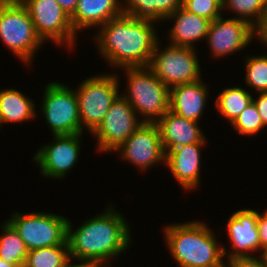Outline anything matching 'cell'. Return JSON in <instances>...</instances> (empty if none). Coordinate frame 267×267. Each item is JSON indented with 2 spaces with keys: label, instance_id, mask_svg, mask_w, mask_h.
I'll list each match as a JSON object with an SVG mask.
<instances>
[{
  "label": "cell",
  "instance_id": "11",
  "mask_svg": "<svg viewBox=\"0 0 267 267\" xmlns=\"http://www.w3.org/2000/svg\"><path fill=\"white\" fill-rule=\"evenodd\" d=\"M144 122L130 103L121 95L111 103L103 121L92 133L100 152H114Z\"/></svg>",
  "mask_w": 267,
  "mask_h": 267
},
{
  "label": "cell",
  "instance_id": "33",
  "mask_svg": "<svg viewBox=\"0 0 267 267\" xmlns=\"http://www.w3.org/2000/svg\"><path fill=\"white\" fill-rule=\"evenodd\" d=\"M226 267H265L262 260L257 258L232 259L229 260Z\"/></svg>",
  "mask_w": 267,
  "mask_h": 267
},
{
  "label": "cell",
  "instance_id": "8",
  "mask_svg": "<svg viewBox=\"0 0 267 267\" xmlns=\"http://www.w3.org/2000/svg\"><path fill=\"white\" fill-rule=\"evenodd\" d=\"M12 215L7 221L18 232L29 251L54 245H68V218L48 212H14Z\"/></svg>",
  "mask_w": 267,
  "mask_h": 267
},
{
  "label": "cell",
  "instance_id": "39",
  "mask_svg": "<svg viewBox=\"0 0 267 267\" xmlns=\"http://www.w3.org/2000/svg\"><path fill=\"white\" fill-rule=\"evenodd\" d=\"M2 2H21L22 0H1Z\"/></svg>",
  "mask_w": 267,
  "mask_h": 267
},
{
  "label": "cell",
  "instance_id": "13",
  "mask_svg": "<svg viewBox=\"0 0 267 267\" xmlns=\"http://www.w3.org/2000/svg\"><path fill=\"white\" fill-rule=\"evenodd\" d=\"M115 151L140 170L147 171L154 164L165 162L160 131L155 123H143Z\"/></svg>",
  "mask_w": 267,
  "mask_h": 267
},
{
  "label": "cell",
  "instance_id": "14",
  "mask_svg": "<svg viewBox=\"0 0 267 267\" xmlns=\"http://www.w3.org/2000/svg\"><path fill=\"white\" fill-rule=\"evenodd\" d=\"M224 15L210 22L206 41L213 57L223 58L241 52L254 39V28L246 21L235 17L224 19Z\"/></svg>",
  "mask_w": 267,
  "mask_h": 267
},
{
  "label": "cell",
  "instance_id": "10",
  "mask_svg": "<svg viewBox=\"0 0 267 267\" xmlns=\"http://www.w3.org/2000/svg\"><path fill=\"white\" fill-rule=\"evenodd\" d=\"M21 3L31 16L36 33L43 42L51 40L58 46L63 44L70 49L74 47L77 34L70 17L56 0H22Z\"/></svg>",
  "mask_w": 267,
  "mask_h": 267
},
{
  "label": "cell",
  "instance_id": "29",
  "mask_svg": "<svg viewBox=\"0 0 267 267\" xmlns=\"http://www.w3.org/2000/svg\"><path fill=\"white\" fill-rule=\"evenodd\" d=\"M223 2L224 0H183V8L213 21L222 15Z\"/></svg>",
  "mask_w": 267,
  "mask_h": 267
},
{
  "label": "cell",
  "instance_id": "21",
  "mask_svg": "<svg viewBox=\"0 0 267 267\" xmlns=\"http://www.w3.org/2000/svg\"><path fill=\"white\" fill-rule=\"evenodd\" d=\"M35 102L14 88L0 90V121L20 123L35 118Z\"/></svg>",
  "mask_w": 267,
  "mask_h": 267
},
{
  "label": "cell",
  "instance_id": "17",
  "mask_svg": "<svg viewBox=\"0 0 267 267\" xmlns=\"http://www.w3.org/2000/svg\"><path fill=\"white\" fill-rule=\"evenodd\" d=\"M164 152L193 143H207L199 122L182 118L168 110L156 123Z\"/></svg>",
  "mask_w": 267,
  "mask_h": 267
},
{
  "label": "cell",
  "instance_id": "32",
  "mask_svg": "<svg viewBox=\"0 0 267 267\" xmlns=\"http://www.w3.org/2000/svg\"><path fill=\"white\" fill-rule=\"evenodd\" d=\"M254 38H258L265 47H267V8L264 11L261 20L254 28Z\"/></svg>",
  "mask_w": 267,
  "mask_h": 267
},
{
  "label": "cell",
  "instance_id": "36",
  "mask_svg": "<svg viewBox=\"0 0 267 267\" xmlns=\"http://www.w3.org/2000/svg\"><path fill=\"white\" fill-rule=\"evenodd\" d=\"M72 260L70 259L66 264H64L62 267H93L92 265L86 263V262H81L80 263H76V265L74 263L71 262ZM72 263V264H71Z\"/></svg>",
  "mask_w": 267,
  "mask_h": 267
},
{
  "label": "cell",
  "instance_id": "38",
  "mask_svg": "<svg viewBox=\"0 0 267 267\" xmlns=\"http://www.w3.org/2000/svg\"><path fill=\"white\" fill-rule=\"evenodd\" d=\"M0 267H16L13 264H9L6 261H4L3 259L0 258Z\"/></svg>",
  "mask_w": 267,
  "mask_h": 267
},
{
  "label": "cell",
  "instance_id": "2",
  "mask_svg": "<svg viewBox=\"0 0 267 267\" xmlns=\"http://www.w3.org/2000/svg\"><path fill=\"white\" fill-rule=\"evenodd\" d=\"M99 29L94 36L95 44L101 57L111 67L113 65L123 69L148 66L159 41L153 22L122 14Z\"/></svg>",
  "mask_w": 267,
  "mask_h": 267
},
{
  "label": "cell",
  "instance_id": "1",
  "mask_svg": "<svg viewBox=\"0 0 267 267\" xmlns=\"http://www.w3.org/2000/svg\"><path fill=\"white\" fill-rule=\"evenodd\" d=\"M72 226L68 219L70 259L92 266H110L109 261L125 252L132 240L131 228L113 204H108L103 213L85 220L75 231Z\"/></svg>",
  "mask_w": 267,
  "mask_h": 267
},
{
  "label": "cell",
  "instance_id": "19",
  "mask_svg": "<svg viewBox=\"0 0 267 267\" xmlns=\"http://www.w3.org/2000/svg\"><path fill=\"white\" fill-rule=\"evenodd\" d=\"M122 14V3L119 0H78L77 8L70 19L77 34L89 27L99 28Z\"/></svg>",
  "mask_w": 267,
  "mask_h": 267
},
{
  "label": "cell",
  "instance_id": "34",
  "mask_svg": "<svg viewBox=\"0 0 267 267\" xmlns=\"http://www.w3.org/2000/svg\"><path fill=\"white\" fill-rule=\"evenodd\" d=\"M258 98H253V102L258 109L261 120L264 126H267V92H259Z\"/></svg>",
  "mask_w": 267,
  "mask_h": 267
},
{
  "label": "cell",
  "instance_id": "24",
  "mask_svg": "<svg viewBox=\"0 0 267 267\" xmlns=\"http://www.w3.org/2000/svg\"><path fill=\"white\" fill-rule=\"evenodd\" d=\"M69 260V245H54L28 251L23 267H62Z\"/></svg>",
  "mask_w": 267,
  "mask_h": 267
},
{
  "label": "cell",
  "instance_id": "22",
  "mask_svg": "<svg viewBox=\"0 0 267 267\" xmlns=\"http://www.w3.org/2000/svg\"><path fill=\"white\" fill-rule=\"evenodd\" d=\"M1 230L3 233L0 236V258L16 267H23L29 251L24 241L7 220Z\"/></svg>",
  "mask_w": 267,
  "mask_h": 267
},
{
  "label": "cell",
  "instance_id": "4",
  "mask_svg": "<svg viewBox=\"0 0 267 267\" xmlns=\"http://www.w3.org/2000/svg\"><path fill=\"white\" fill-rule=\"evenodd\" d=\"M128 92L121 95L144 123H156L169 110V88L148 68H123ZM146 117V118H145Z\"/></svg>",
  "mask_w": 267,
  "mask_h": 267
},
{
  "label": "cell",
  "instance_id": "31",
  "mask_svg": "<svg viewBox=\"0 0 267 267\" xmlns=\"http://www.w3.org/2000/svg\"><path fill=\"white\" fill-rule=\"evenodd\" d=\"M257 227L260 238V257L264 251H267V209L261 214L258 212Z\"/></svg>",
  "mask_w": 267,
  "mask_h": 267
},
{
  "label": "cell",
  "instance_id": "15",
  "mask_svg": "<svg viewBox=\"0 0 267 267\" xmlns=\"http://www.w3.org/2000/svg\"><path fill=\"white\" fill-rule=\"evenodd\" d=\"M257 219L258 211L253 209H240L230 215L226 229L232 250L226 254L227 261L256 258L252 252H260Z\"/></svg>",
  "mask_w": 267,
  "mask_h": 267
},
{
  "label": "cell",
  "instance_id": "6",
  "mask_svg": "<svg viewBox=\"0 0 267 267\" xmlns=\"http://www.w3.org/2000/svg\"><path fill=\"white\" fill-rule=\"evenodd\" d=\"M119 75L102 74L88 77L75 90L81 127L92 134L101 124L111 103L119 96Z\"/></svg>",
  "mask_w": 267,
  "mask_h": 267
},
{
  "label": "cell",
  "instance_id": "3",
  "mask_svg": "<svg viewBox=\"0 0 267 267\" xmlns=\"http://www.w3.org/2000/svg\"><path fill=\"white\" fill-rule=\"evenodd\" d=\"M163 232L170 254L179 267H226L223 257L227 249L220 248L215 232L204 222L168 224Z\"/></svg>",
  "mask_w": 267,
  "mask_h": 267
},
{
  "label": "cell",
  "instance_id": "23",
  "mask_svg": "<svg viewBox=\"0 0 267 267\" xmlns=\"http://www.w3.org/2000/svg\"><path fill=\"white\" fill-rule=\"evenodd\" d=\"M252 101L251 93L242 87L235 86L224 89L216 97L215 106L222 116L232 124Z\"/></svg>",
  "mask_w": 267,
  "mask_h": 267
},
{
  "label": "cell",
  "instance_id": "12",
  "mask_svg": "<svg viewBox=\"0 0 267 267\" xmlns=\"http://www.w3.org/2000/svg\"><path fill=\"white\" fill-rule=\"evenodd\" d=\"M83 133L53 135V142L38 149L33 157L46 178L63 179L75 166L80 154Z\"/></svg>",
  "mask_w": 267,
  "mask_h": 267
},
{
  "label": "cell",
  "instance_id": "16",
  "mask_svg": "<svg viewBox=\"0 0 267 267\" xmlns=\"http://www.w3.org/2000/svg\"><path fill=\"white\" fill-rule=\"evenodd\" d=\"M205 143H193L177 147L165 153V166L185 190L200 185L201 148Z\"/></svg>",
  "mask_w": 267,
  "mask_h": 267
},
{
  "label": "cell",
  "instance_id": "35",
  "mask_svg": "<svg viewBox=\"0 0 267 267\" xmlns=\"http://www.w3.org/2000/svg\"><path fill=\"white\" fill-rule=\"evenodd\" d=\"M57 3L63 8V10L66 12V14L71 17L78 4V0H56Z\"/></svg>",
  "mask_w": 267,
  "mask_h": 267
},
{
  "label": "cell",
  "instance_id": "7",
  "mask_svg": "<svg viewBox=\"0 0 267 267\" xmlns=\"http://www.w3.org/2000/svg\"><path fill=\"white\" fill-rule=\"evenodd\" d=\"M157 42L148 68L169 88L201 79L195 48L167 45L161 50Z\"/></svg>",
  "mask_w": 267,
  "mask_h": 267
},
{
  "label": "cell",
  "instance_id": "40",
  "mask_svg": "<svg viewBox=\"0 0 267 267\" xmlns=\"http://www.w3.org/2000/svg\"><path fill=\"white\" fill-rule=\"evenodd\" d=\"M93 267H109V266H93ZM112 267V266H111Z\"/></svg>",
  "mask_w": 267,
  "mask_h": 267
},
{
  "label": "cell",
  "instance_id": "30",
  "mask_svg": "<svg viewBox=\"0 0 267 267\" xmlns=\"http://www.w3.org/2000/svg\"><path fill=\"white\" fill-rule=\"evenodd\" d=\"M181 7H183V0H158V16L165 20Z\"/></svg>",
  "mask_w": 267,
  "mask_h": 267
},
{
  "label": "cell",
  "instance_id": "26",
  "mask_svg": "<svg viewBox=\"0 0 267 267\" xmlns=\"http://www.w3.org/2000/svg\"><path fill=\"white\" fill-rule=\"evenodd\" d=\"M246 84L253 90L267 92V54L261 56H249L245 60Z\"/></svg>",
  "mask_w": 267,
  "mask_h": 267
},
{
  "label": "cell",
  "instance_id": "9",
  "mask_svg": "<svg viewBox=\"0 0 267 267\" xmlns=\"http://www.w3.org/2000/svg\"><path fill=\"white\" fill-rule=\"evenodd\" d=\"M70 88L57 81L45 85L40 110L53 135L83 133L78 98Z\"/></svg>",
  "mask_w": 267,
  "mask_h": 267
},
{
  "label": "cell",
  "instance_id": "27",
  "mask_svg": "<svg viewBox=\"0 0 267 267\" xmlns=\"http://www.w3.org/2000/svg\"><path fill=\"white\" fill-rule=\"evenodd\" d=\"M122 2V12L124 15L155 24L156 22L163 21L158 16V0H123Z\"/></svg>",
  "mask_w": 267,
  "mask_h": 267
},
{
  "label": "cell",
  "instance_id": "37",
  "mask_svg": "<svg viewBox=\"0 0 267 267\" xmlns=\"http://www.w3.org/2000/svg\"><path fill=\"white\" fill-rule=\"evenodd\" d=\"M260 259L262 260L264 266L267 267V251H264V252L261 254Z\"/></svg>",
  "mask_w": 267,
  "mask_h": 267
},
{
  "label": "cell",
  "instance_id": "28",
  "mask_svg": "<svg viewBox=\"0 0 267 267\" xmlns=\"http://www.w3.org/2000/svg\"><path fill=\"white\" fill-rule=\"evenodd\" d=\"M231 126L239 134L251 136L265 128L253 101L241 112Z\"/></svg>",
  "mask_w": 267,
  "mask_h": 267
},
{
  "label": "cell",
  "instance_id": "20",
  "mask_svg": "<svg viewBox=\"0 0 267 267\" xmlns=\"http://www.w3.org/2000/svg\"><path fill=\"white\" fill-rule=\"evenodd\" d=\"M170 19L175 23L168 33L170 45L195 48L193 44L195 41L206 39L211 22L207 18L190 13L181 7L165 20Z\"/></svg>",
  "mask_w": 267,
  "mask_h": 267
},
{
  "label": "cell",
  "instance_id": "5",
  "mask_svg": "<svg viewBox=\"0 0 267 267\" xmlns=\"http://www.w3.org/2000/svg\"><path fill=\"white\" fill-rule=\"evenodd\" d=\"M0 39L26 64H30L36 51L45 44L36 33L34 23L21 2L0 4Z\"/></svg>",
  "mask_w": 267,
  "mask_h": 267
},
{
  "label": "cell",
  "instance_id": "25",
  "mask_svg": "<svg viewBox=\"0 0 267 267\" xmlns=\"http://www.w3.org/2000/svg\"><path fill=\"white\" fill-rule=\"evenodd\" d=\"M227 8L234 14L236 12L235 18L246 21L255 28L267 8V0H224L223 10Z\"/></svg>",
  "mask_w": 267,
  "mask_h": 267
},
{
  "label": "cell",
  "instance_id": "18",
  "mask_svg": "<svg viewBox=\"0 0 267 267\" xmlns=\"http://www.w3.org/2000/svg\"><path fill=\"white\" fill-rule=\"evenodd\" d=\"M208 89L202 79L172 87L169 89V110L182 118L198 122L207 104Z\"/></svg>",
  "mask_w": 267,
  "mask_h": 267
}]
</instances>
